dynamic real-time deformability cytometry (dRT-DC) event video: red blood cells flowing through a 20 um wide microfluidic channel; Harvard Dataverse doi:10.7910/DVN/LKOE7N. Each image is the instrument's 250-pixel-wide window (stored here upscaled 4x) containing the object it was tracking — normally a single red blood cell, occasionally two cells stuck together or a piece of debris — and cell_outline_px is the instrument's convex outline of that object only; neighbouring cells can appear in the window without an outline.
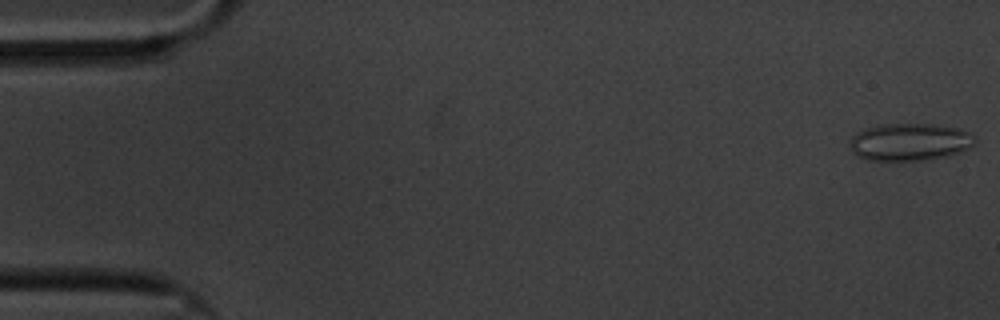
{"species": "common noctule bat (a hibernating species)", "species_latin": "Nyctalus noctula", "temperature_condition": "cold", "stored_images_in_passage": 59, "camera_frame_rate_fps": 3000, "um_per_image_px": 0.085, "animal": {"sex": "male", "body_mass_g": 20.1, "forearm_length_mm": 53.5}, "frame": {"image": 1, "passage_image": 1, "time_ms": 0.0, "image_size_px": [1000, 320], "cell_outline_px": [[976, 144], [960, 152], [948, 156], [928, 160], [868, 160], [856, 156], [852, 152], [852, 136], [856, 132], [876, 124], [932, 124], [960, 128], [968, 132], [976, 140]], "centroid_in_image_um": [77.34, 12.06], "position_along_channel_um": 7.7, "area_um2": 27.4}}
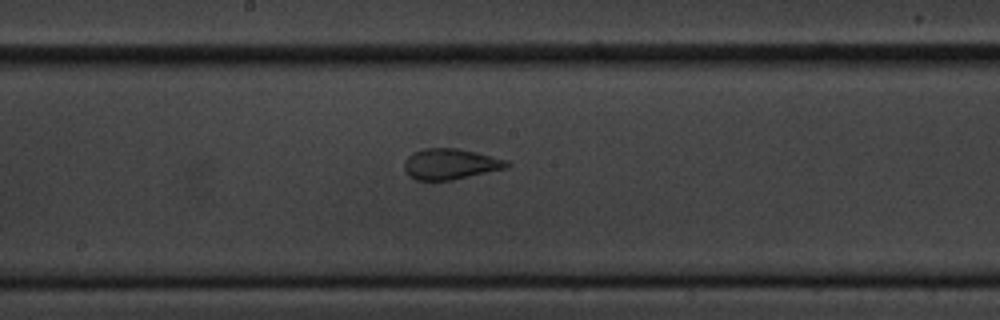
{"frame": {"image": 2, "passage_image": 31, "time_ms": 10.0, "image_size_px": [1000, 320], "cell_outline_px": [[512, 164], [508, 168], [452, 180], [416, 180], [408, 176], [404, 168], [404, 160], [412, 152], [424, 148], [456, 148], [476, 152], [508, 160]], "centroid_in_image_um": [38.29, 13.94], "position_along_channel_um": 209.9, "area_um2": 18.61}}
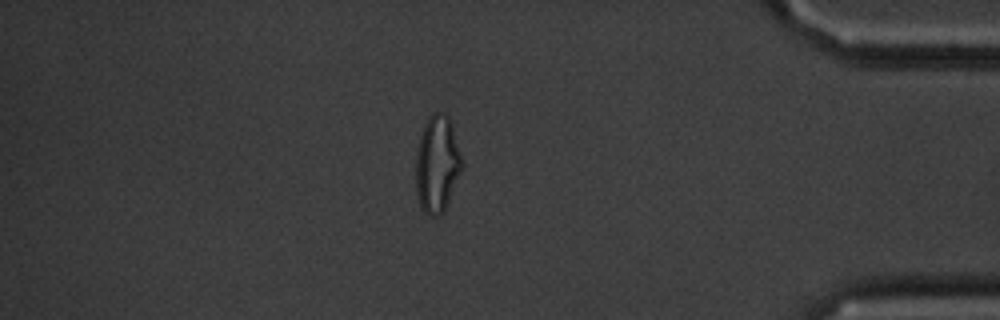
{"frame": {"image": 3, "passage_image": 51, "time_ms": 16.667, "image_size_px": [1000, 320], "cell_outline_px": [[464, 168], [444, 212], [436, 216], [428, 216], [420, 208], [416, 192], [416, 152], [420, 136], [424, 124], [428, 116], [432, 112], [444, 112], [448, 116], [452, 124], [464, 164]], "centroid_in_image_um": [37.17, 13.96], "position_along_channel_um": 398.0, "area_um2": 26.7}}